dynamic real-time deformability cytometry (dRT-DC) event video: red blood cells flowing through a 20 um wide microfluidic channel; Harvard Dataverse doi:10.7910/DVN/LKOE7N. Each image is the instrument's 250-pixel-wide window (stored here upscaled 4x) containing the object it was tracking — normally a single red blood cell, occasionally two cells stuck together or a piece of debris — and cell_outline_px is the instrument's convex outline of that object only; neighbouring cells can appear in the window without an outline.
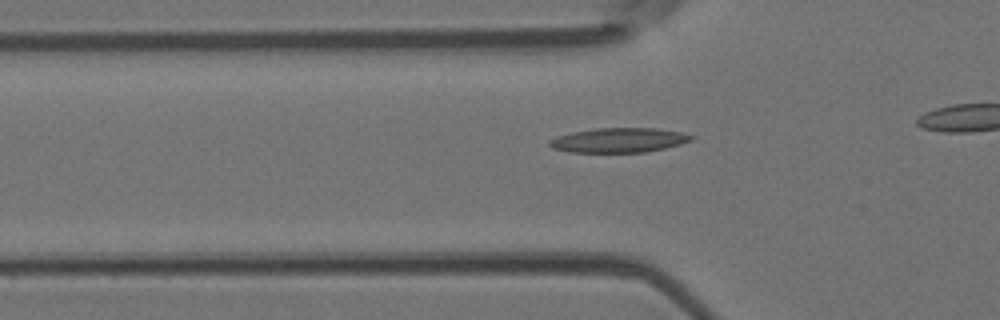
{"species": "Egyptian fruit bat (a non-hibernating species)", "species_latin": "Rousettus aegyptiacus", "temperature_condition": "room temperature", "stored_images_in_passage": 27, "camera_frame_rate_fps": 3000, "um_per_image_px": 0.085, "animal": {"sex": "female"}, "frame": {"image": 1, "passage_image": 2, "time_ms": 0.333, "image_size_px": [1000, 320], "cell_outline_px": [[696, 136], [692, 140], [680, 144], [664, 148], [644, 152], [568, 152], [552, 148], [548, 144], [548, 140], [572, 132], [596, 128], [656, 128], [680, 132]], "centroid_in_image_um": [52.6, 11.91], "position_along_channel_um": 73.2, "area_um2": 20.23}}
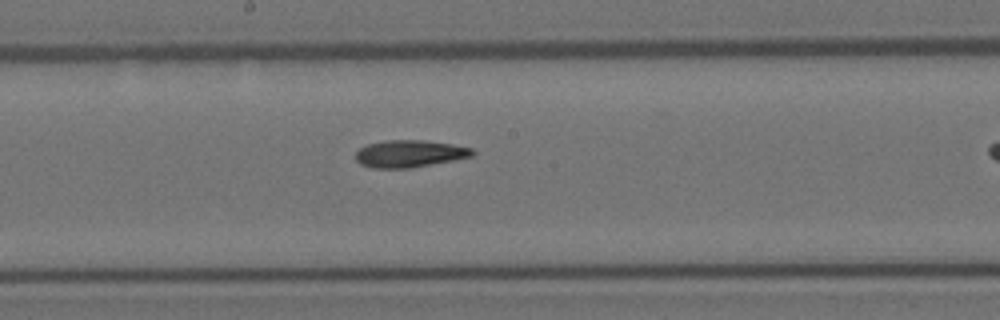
{"frame": {"image": 2, "passage_image": 13, "time_ms": 4.0, "image_size_px": [1000, 320], "cell_outline_px": [[476, 152], [472, 156], [452, 160], [408, 168], [372, 168], [360, 164], [356, 160], [356, 152], [360, 148], [368, 144], [384, 140], [420, 140], [452, 144], [472, 148]], "centroid_in_image_um": [34.79, 13.06], "position_along_channel_um": 213.4, "area_um2": 18.32}}
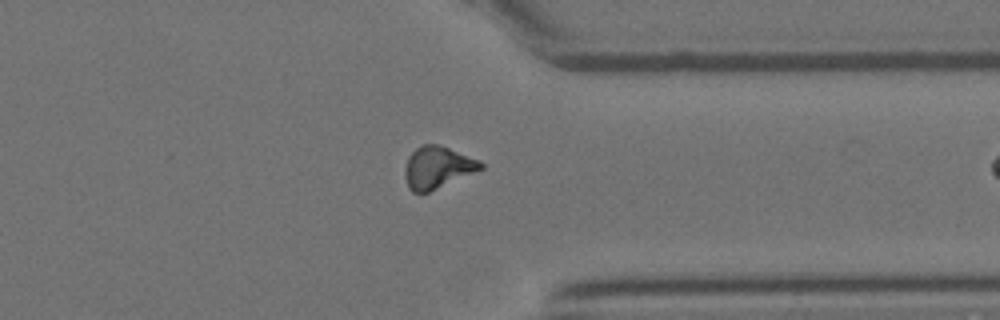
{"frame": {"image": 3, "passage_image": 26, "time_ms": 8.333, "image_size_px": [1000, 320], "cell_outline_px": [[484, 168], [428, 192], [412, 192], [408, 188], [404, 176], [404, 168], [408, 156], [416, 148], [424, 144], [436, 144], [448, 148], [480, 160], [484, 164]], "centroid_in_image_um": [37.16, 14.23], "position_along_channel_um": 374.2, "area_um2": 18.44}}